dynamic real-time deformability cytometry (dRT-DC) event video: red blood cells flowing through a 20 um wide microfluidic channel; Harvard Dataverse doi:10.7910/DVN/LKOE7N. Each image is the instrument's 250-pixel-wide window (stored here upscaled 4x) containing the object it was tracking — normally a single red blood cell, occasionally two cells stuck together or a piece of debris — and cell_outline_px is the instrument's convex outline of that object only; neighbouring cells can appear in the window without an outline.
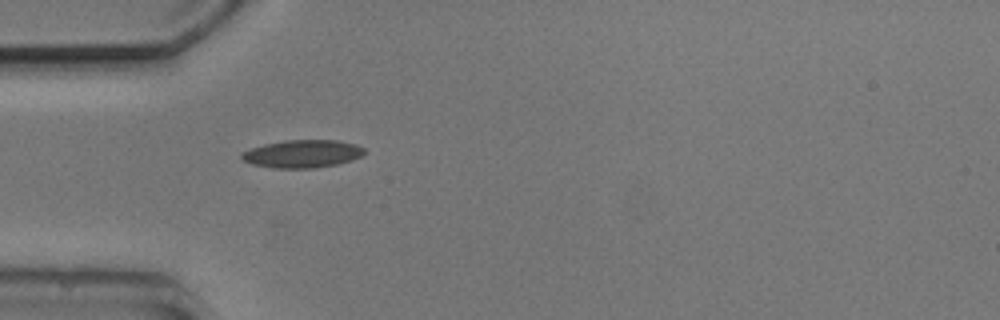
{"species": "common noctule bat (a hibernating species)", "species_latin": "Nyctalus noctula", "temperature_condition": "cold", "stored_images_in_passage": 1, "camera_frame_rate_fps": 3000, "um_per_image_px": 0.085, "animal": {"sex": "male", "body_mass_g": 20.5, "forearm_length_mm": 52.5}, "frame": {"image": 1, "passage_image": 1, "time_ms": 0.0, "image_size_px": [1000, 320], "cell_outline_px": [[364, 152], [360, 156], [352, 160], [336, 164], [316, 168], [272, 168], [252, 164], [244, 160], [240, 156], [240, 152], [264, 144], [284, 140], [336, 140], [356, 144], [364, 148]], "centroid_in_image_um": [25.68, 13.07], "position_along_channel_um": 59.3, "area_um2": 19.88}}